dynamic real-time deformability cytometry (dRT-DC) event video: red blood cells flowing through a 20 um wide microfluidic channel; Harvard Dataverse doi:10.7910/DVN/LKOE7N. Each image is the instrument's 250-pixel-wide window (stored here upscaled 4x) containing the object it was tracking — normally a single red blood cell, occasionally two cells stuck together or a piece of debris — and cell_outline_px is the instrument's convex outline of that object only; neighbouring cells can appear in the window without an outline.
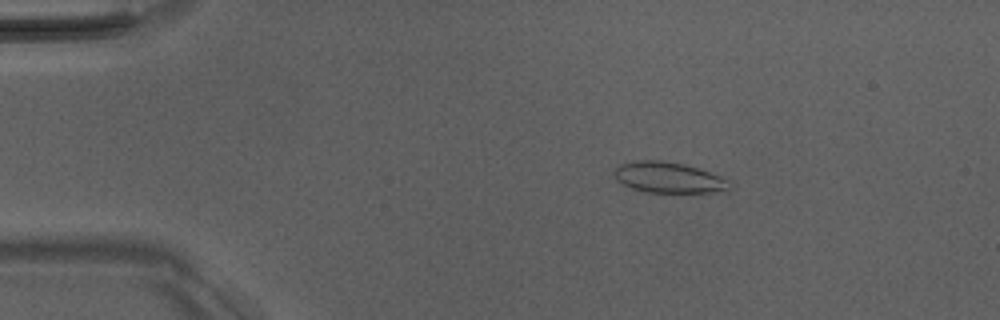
{"species": "Egyptian fruit bat (a non-hibernating species)", "species_latin": "Rousettus aegyptiacus", "temperature_condition": "room temperature", "stored_images_in_passage": 4, "camera_frame_rate_fps": 3000, "um_per_image_px": 0.085, "animal": {"sex": "male"}, "frame": {"image": 1, "passage_image": 3, "time_ms": 2.333, "image_size_px": [1000, 320], "cell_outline_px": [[732, 188], [728, 192], [644, 192], [632, 188], [616, 180], [612, 172], [620, 164], [632, 160], [660, 160], [684, 164], [720, 176], [728, 180]], "centroid_in_image_um": [56.82, 15.09], "position_along_channel_um": 28.2, "area_um2": 20.81}}